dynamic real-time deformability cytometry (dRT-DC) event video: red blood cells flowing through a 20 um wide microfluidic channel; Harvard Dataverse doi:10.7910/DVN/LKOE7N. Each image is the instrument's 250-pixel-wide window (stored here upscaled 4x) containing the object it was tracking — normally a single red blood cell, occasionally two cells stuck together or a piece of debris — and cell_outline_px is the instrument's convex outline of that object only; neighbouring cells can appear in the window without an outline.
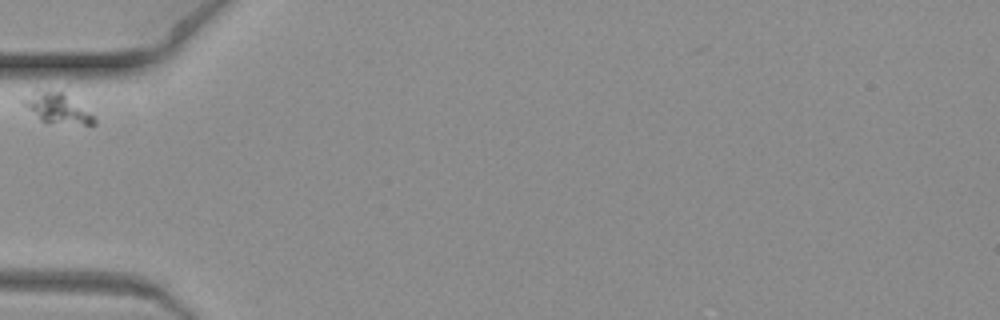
{"species": "common noctule bat (a hibernating species)", "species_latin": "Nyctalus noctula", "temperature_condition": "warm", "stored_images_in_passage": 2, "camera_frame_rate_fps": 3000, "um_per_image_px": 0.085, "animal": {"sex": "female", "body_mass_g": 19.3, "forearm_length_mm": 54.1}, "frame": {"image": 1, "passage_image": 1, "time_ms": 0.0, "image_size_px": [1000, 320], "cell_outline_px": [[96, 124], [48, 124], [40, 120], [20, 104], [20, 100], [32, 88], [48, 88], [64, 92], [88, 112], [96, 120]], "centroid_in_image_um": [4.71, 9.14], "position_along_channel_um": 80.3, "area_um2": 13.12}}